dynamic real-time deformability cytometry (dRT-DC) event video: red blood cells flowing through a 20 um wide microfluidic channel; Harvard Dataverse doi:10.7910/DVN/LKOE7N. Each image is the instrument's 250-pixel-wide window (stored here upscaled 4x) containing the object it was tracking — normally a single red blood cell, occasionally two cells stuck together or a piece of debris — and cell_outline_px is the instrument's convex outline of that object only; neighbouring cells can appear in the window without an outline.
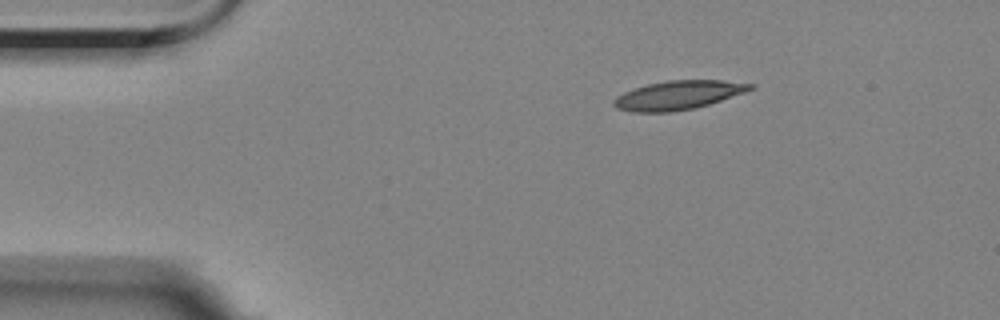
{"species": "Egyptian fruit bat (a non-hibernating species)", "species_latin": "Rousettus aegyptiacus", "temperature_condition": "room temperature", "stored_images_in_passage": 48, "camera_frame_rate_fps": 3000, "um_per_image_px": 0.085, "animal": {"sex": "female"}, "frame": {"image": 1, "passage_image": 1, "time_ms": 0.0, "image_size_px": [1000, 320], "cell_outline_px": [[756, 88], [708, 104], [692, 108], [668, 112], [632, 112], [616, 108], [612, 104], [612, 100], [616, 96], [624, 92], [648, 84], [668, 80], [720, 80], [756, 84]], "centroid_in_image_um": [57.62, 8.08], "position_along_channel_um": 27.4, "area_um2": 22.77}}
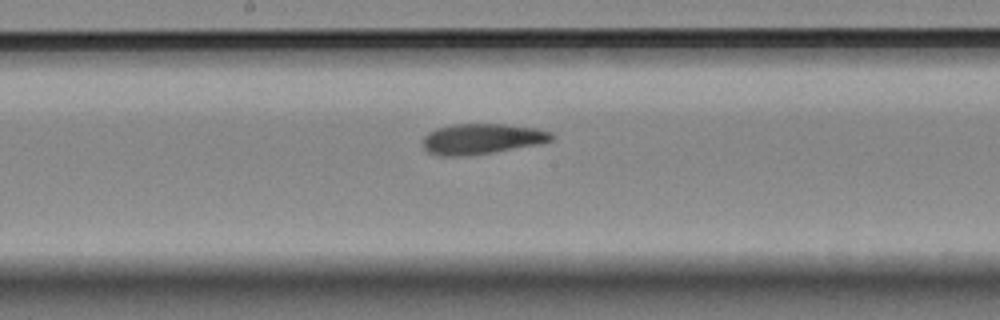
{"frame": {"image": 2, "passage_image": 21, "time_ms": 6.667, "image_size_px": [1000, 320], "cell_outline_px": [[556, 136], [552, 140], [540, 144], [492, 152], [464, 156], [440, 156], [428, 152], [424, 148], [424, 136], [428, 132], [436, 128], [452, 124], [508, 124], [536, 128], [552, 132]], "centroid_in_image_um": [40.98, 11.79], "position_along_channel_um": 207.2, "area_um2": 23.0}}
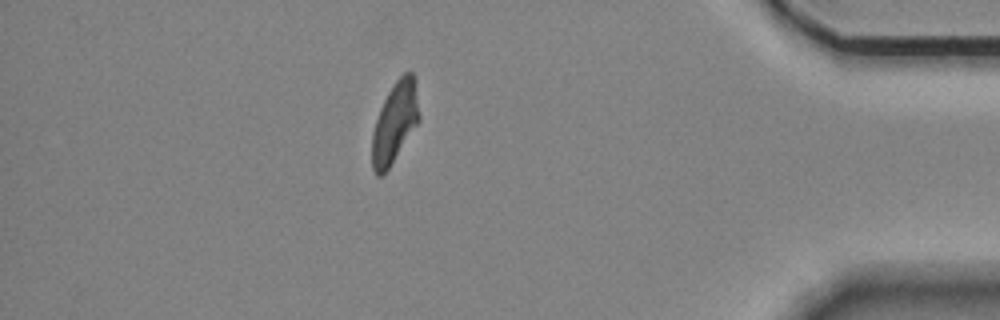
{"frame": {"image": 3, "passage_image": 41, "time_ms": 13.333, "image_size_px": [1000, 320], "cell_outline_px": [[420, 120], [388, 168], [380, 176], [376, 176], [372, 168], [372, 132], [380, 108], [388, 92], [396, 80], [404, 72], [412, 72], [416, 76], [420, 116]], "centroid_in_image_um": [33.58, 10.36], "position_along_channel_um": 401.6, "area_um2": 22.14}, "authors_computed_cell_mechanics": {"area_um2": 22.9755, "velocity_mm_per_s": 3.5287, "shape_relaxation_time_tau1_ms": null, "shape_relaxation_time_tau2_ms": 4.4849, "deformation_change_tau1": null, "deformation_change_tau2": 0.1273}}